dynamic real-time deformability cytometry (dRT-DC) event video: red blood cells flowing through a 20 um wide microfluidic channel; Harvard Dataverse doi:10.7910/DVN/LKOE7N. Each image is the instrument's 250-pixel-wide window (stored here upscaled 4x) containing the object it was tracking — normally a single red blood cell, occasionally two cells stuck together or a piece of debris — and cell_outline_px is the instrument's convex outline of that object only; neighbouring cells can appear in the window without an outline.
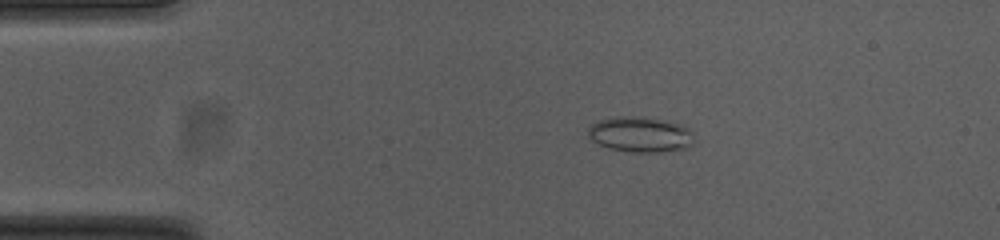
{"species": "common noctule bat (a hibernating species)", "species_latin": "Nyctalus noctula", "temperature_condition": "cold", "stored_images_in_passage": 45, "camera_frame_rate_fps": 3000, "um_per_image_px": 0.085, "animal": {"sex": "female", "body_mass_g": 23.0, "forearm_length_mm": 53.4}, "frame": {"image": 1, "passage_image": 1, "time_ms": 0.0, "image_size_px": [1000, 240], "cell_outline_px": [[692, 144], [688, 148], [660, 152], [632, 152], [608, 148], [592, 140], [588, 136], [588, 128], [596, 120], [620, 116], [636, 116], [680, 124], [688, 128], [692, 132]], "centroid_in_image_um": [54.4, 11.43], "position_along_channel_um": 30.6, "area_um2": 21.73}}
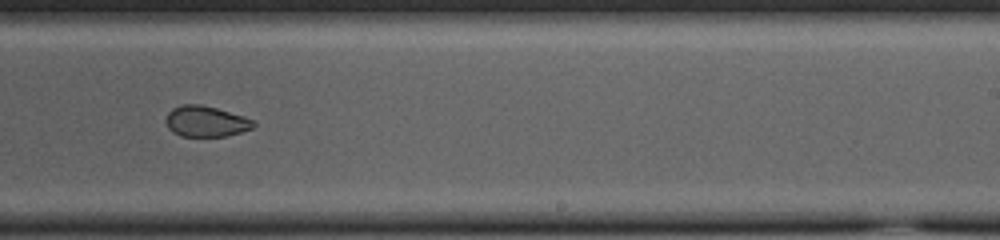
{"frame": {"image": 2, "passage_image": 24, "time_ms": 7.667, "image_size_px": [1000, 240], "cell_outline_px": [[256, 124], [252, 128], [240, 132], [224, 136], [180, 136], [172, 132], [168, 128], [164, 120], [168, 112], [172, 108], [184, 104], [200, 104], [216, 108], [244, 116], [252, 120]], "centroid_in_image_um": [17.45, 10.31], "position_along_channel_um": 271.5, "area_um2": 15.72}}
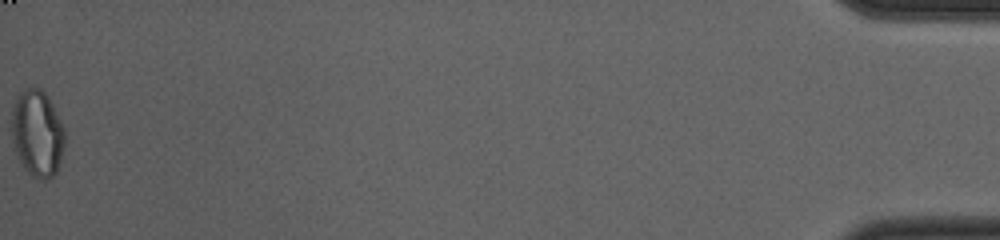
{"frame": {"image": 3, "passage_image": 45, "time_ms": 14.667, "image_size_px": [1000, 240], "cell_outline_px": [[64, 144], [60, 160], [56, 172], [48, 180], [44, 180], [28, 172], [24, 168], [16, 152], [12, 136], [12, 108], [20, 92], [28, 88], [40, 88], [48, 96], [64, 128]], "centroid_in_image_um": [3.17, 11.32], "position_along_channel_um": 432.0, "area_um2": 26.36}, "authors_computed_cell_mechanics": {"area_um2": 17.7446, "velocity_mm_per_s": 3.769, "shape_relaxation_time_tau1_ms": null, "shape_relaxation_time_tau2_ms": 2.4964, "deformation_change_tau1": null, "deformation_change_tau2": 0.0627}}